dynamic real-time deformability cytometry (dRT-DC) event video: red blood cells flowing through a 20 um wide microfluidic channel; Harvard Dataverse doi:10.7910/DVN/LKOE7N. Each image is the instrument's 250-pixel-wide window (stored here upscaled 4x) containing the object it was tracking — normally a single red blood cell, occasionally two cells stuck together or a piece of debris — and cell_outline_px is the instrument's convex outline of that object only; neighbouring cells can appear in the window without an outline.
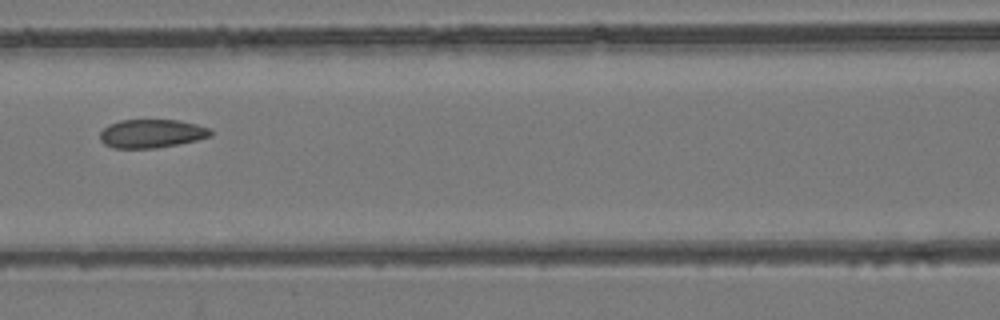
{"species": "common noctule bat (a hibernating species)", "species_latin": "Nyctalus noctula", "temperature_condition": "room temperature", "stored_images_in_passage": 7, "camera_frame_rate_fps": 3000, "um_per_image_px": 0.085, "animal": {"sex": "female", "body_mass_g": 24.6, "forearm_length_mm": 56.2}, "frame": {"image": 1, "passage_image": 7, "time_ms": 7.667, "image_size_px": [1000, 320], "cell_outline_px": [[212, 136], [196, 140], [156, 148], [112, 148], [104, 144], [100, 140], [100, 132], [108, 124], [120, 120], [180, 120], [196, 124], [208, 128], [212, 132]], "centroid_in_image_um": [12.85, 11.35], "position_along_channel_um": 153.7, "area_um2": 18.38}}